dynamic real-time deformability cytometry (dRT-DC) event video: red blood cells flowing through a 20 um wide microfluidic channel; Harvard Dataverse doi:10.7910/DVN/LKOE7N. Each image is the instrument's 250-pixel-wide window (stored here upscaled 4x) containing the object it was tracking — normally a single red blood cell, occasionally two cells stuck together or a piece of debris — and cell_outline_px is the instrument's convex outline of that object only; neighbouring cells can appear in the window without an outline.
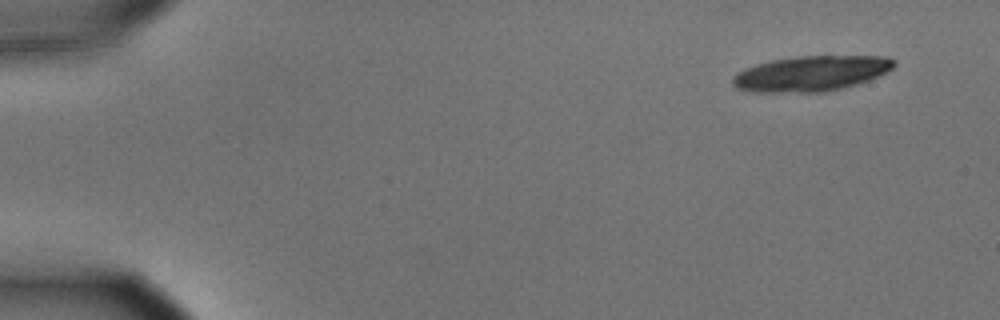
{"species": "common noctule bat (a hibernating species)", "species_latin": "Nyctalus noctula", "temperature_condition": "cold", "stored_images_in_passage": 18, "camera_frame_rate_fps": 3000, "um_per_image_px": 0.085, "animal": {"sex": "male", "body_mass_g": 15.6}, "frame": {"image": 1, "passage_image": 1, "time_ms": 0.0, "image_size_px": [1000, 320], "cell_outline_px": [[896, 64], [888, 72], [868, 80], [856, 84], [824, 92], [752, 92], [736, 88], [732, 84], [732, 76], [736, 72], [744, 68], [756, 64], [772, 60], [796, 56], [888, 56], [896, 60]], "centroid_in_image_um": [68.93, 6.24], "position_along_channel_um": 16.1, "area_um2": 33.41}}